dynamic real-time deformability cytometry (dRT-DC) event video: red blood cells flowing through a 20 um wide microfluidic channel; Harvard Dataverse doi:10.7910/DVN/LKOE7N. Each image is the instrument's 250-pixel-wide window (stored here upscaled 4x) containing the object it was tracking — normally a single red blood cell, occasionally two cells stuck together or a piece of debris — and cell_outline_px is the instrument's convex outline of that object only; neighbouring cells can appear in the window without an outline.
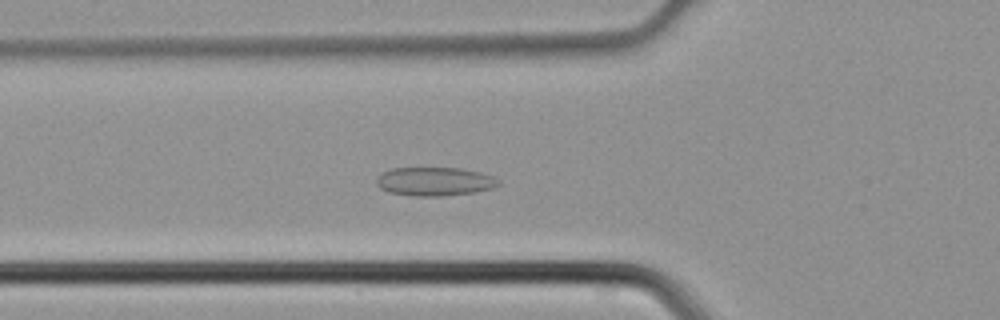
{"species": "common noctule bat (a hibernating species)", "species_latin": "Nyctalus noctula", "temperature_condition": "cold", "stored_images_in_passage": 37, "camera_frame_rate_fps": 3000, "um_per_image_px": 0.085, "animal": {"sex": "male", "body_mass_g": 21.5, "forearm_length_mm": 52.0}, "frame": {"image": 1, "passage_image": 7, "time_ms": 2.0, "image_size_px": [1000, 320], "cell_outline_px": [[500, 184], [492, 188], [476, 192], [440, 196], [412, 196], [388, 192], [380, 188], [376, 184], [376, 180], [384, 172], [392, 168], [460, 168], [480, 172], [492, 176], [500, 180]], "centroid_in_image_um": [36.96, 15.43], "position_along_channel_um": 88.8, "area_um2": 20.35}}
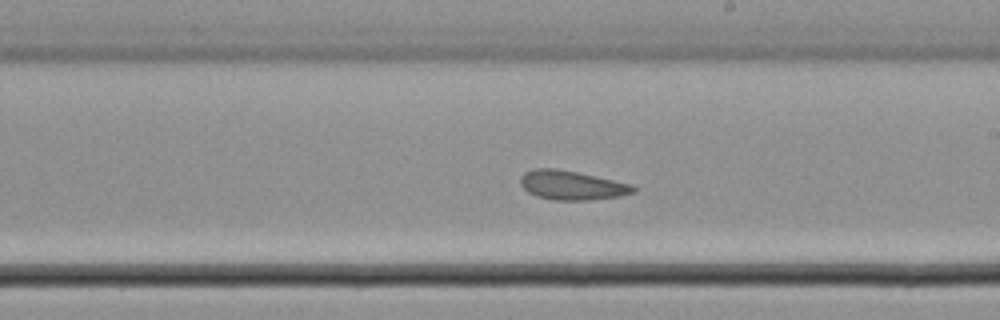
{"frame": {"image": 2, "passage_image": 17, "time_ms": 5.333, "image_size_px": [1000, 320], "cell_outline_px": [[636, 192], [620, 196], [588, 200], [552, 200], [536, 196], [528, 192], [520, 184], [520, 176], [524, 172], [536, 168], [556, 168], [596, 176], [632, 184], [636, 188]], "centroid_in_image_um": [48.59, 15.75], "position_along_channel_um": 240.4, "area_um2": 19.25}}
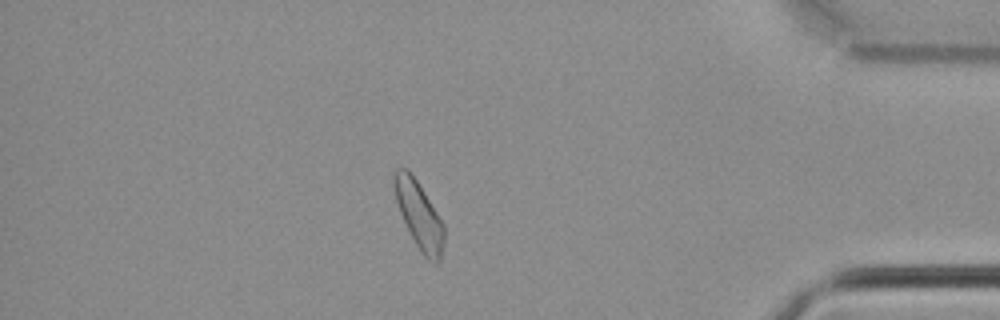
{"frame": {"image": 3, "passage_image": 30, "time_ms": 9.667, "image_size_px": [1000, 320], "cell_outline_px": [[444, 244], [440, 260], [436, 264], [428, 260], [424, 256], [416, 244], [400, 212], [396, 200], [392, 184], [392, 176], [396, 168], [408, 168], [424, 192], [444, 224]], "centroid_in_image_um": [35.61, 18.26], "position_along_channel_um": 399.6, "area_um2": 19.36}}